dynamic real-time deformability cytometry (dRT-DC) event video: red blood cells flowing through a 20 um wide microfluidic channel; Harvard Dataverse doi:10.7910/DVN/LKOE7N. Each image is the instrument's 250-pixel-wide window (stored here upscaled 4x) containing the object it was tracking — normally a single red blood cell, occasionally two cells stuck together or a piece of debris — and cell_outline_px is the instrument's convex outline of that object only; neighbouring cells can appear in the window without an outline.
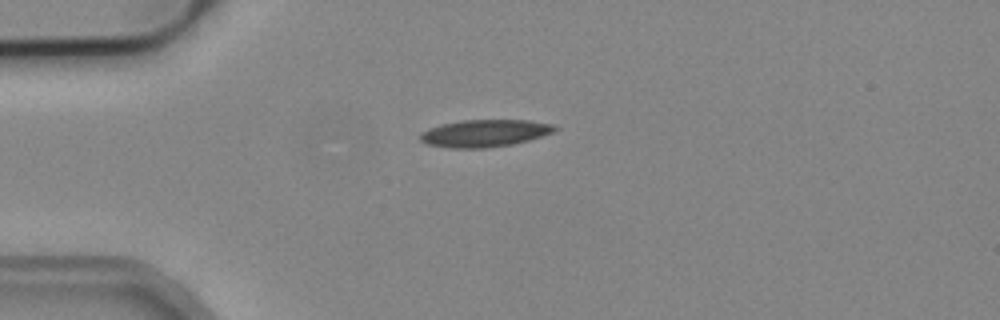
{"species": "common noctule bat (a hibernating species)", "species_latin": "Nyctalus noctula", "temperature_condition": "cold", "stored_images_in_passage": 3, "camera_frame_rate_fps": 3000, "um_per_image_px": 0.085, "animal": {"sex": "male", "body_mass_g": 19.2, "forearm_length_mm": 51.8}, "frame": {"image": 1, "passage_image": 1, "time_ms": 0.0, "image_size_px": [1000, 320], "cell_outline_px": [[560, 128], [552, 132], [528, 140], [512, 144], [488, 148], [452, 148], [428, 144], [420, 140], [420, 132], [428, 128], [440, 124], [460, 120], [528, 120], [556, 124]], "centroid_in_image_um": [41.2, 11.31], "position_along_channel_um": 43.8, "area_um2": 21.5}}